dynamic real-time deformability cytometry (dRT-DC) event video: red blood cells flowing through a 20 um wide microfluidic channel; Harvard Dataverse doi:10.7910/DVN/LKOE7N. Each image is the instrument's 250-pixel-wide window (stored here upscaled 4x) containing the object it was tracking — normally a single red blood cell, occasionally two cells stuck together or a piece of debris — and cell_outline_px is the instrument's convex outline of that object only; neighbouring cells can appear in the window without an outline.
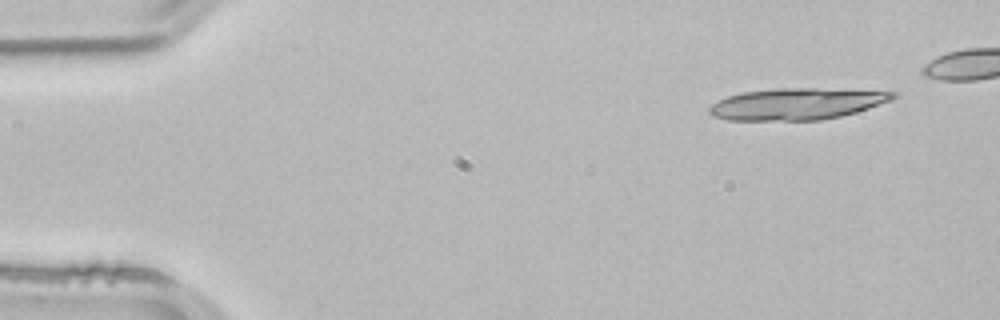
{"species": "common noctule bat (a hibernating species)", "species_latin": "Nyctalus noctula", "temperature_condition": "room temperature", "stored_images_in_passage": 4, "segment_of_instrument_passage": [2, 2], "camera_frame_rate_fps": 3000, "um_per_image_px": 0.085, "animal": {"sex": "male", "body_mass_g": 21.5, "forearm_length_mm": 52.0}, "frame": {"image": 1, "passage_image": 4, "time_ms": 1.0, "image_size_px": [1000, 320], "cell_outline_px": [[896, 96], [892, 100], [856, 112], [840, 116], [820, 120], [728, 120], [712, 116], [708, 112], [708, 108], [712, 104], [728, 96], [744, 92], [776, 88], [816, 88], [896, 92]], "centroid_in_image_um": [67.71, 8.83], "position_along_channel_um": 17.3, "area_um2": 33.58}}